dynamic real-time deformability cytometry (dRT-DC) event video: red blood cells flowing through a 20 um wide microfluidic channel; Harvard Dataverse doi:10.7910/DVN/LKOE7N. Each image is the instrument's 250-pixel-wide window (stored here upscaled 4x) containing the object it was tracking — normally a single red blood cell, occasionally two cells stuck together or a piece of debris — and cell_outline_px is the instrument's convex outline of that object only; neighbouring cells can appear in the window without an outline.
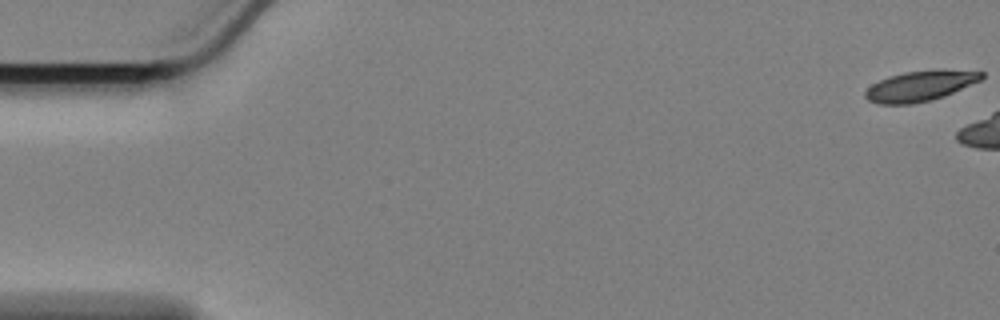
{"species": "Egyptian fruit bat (a non-hibernating species)", "species_latin": "Rousettus aegyptiacus", "temperature_condition": "cold", "stored_images_in_passage": 8, "camera_frame_rate_fps": 3000, "um_per_image_px": 0.085, "animal": {"sex": "female"}, "frame": {"image": 1, "passage_image": 1, "time_ms": 0.0, "image_size_px": [1000, 320], "cell_outline_px": [[984, 76], [980, 80], [944, 96], [932, 100], [912, 104], [880, 104], [868, 100], [864, 96], [864, 92], [872, 84], [888, 76], [904, 72], [944, 68], [984, 72]], "centroid_in_image_um": [78.22, 7.29], "position_along_channel_um": 6.8, "area_um2": 20.75}}